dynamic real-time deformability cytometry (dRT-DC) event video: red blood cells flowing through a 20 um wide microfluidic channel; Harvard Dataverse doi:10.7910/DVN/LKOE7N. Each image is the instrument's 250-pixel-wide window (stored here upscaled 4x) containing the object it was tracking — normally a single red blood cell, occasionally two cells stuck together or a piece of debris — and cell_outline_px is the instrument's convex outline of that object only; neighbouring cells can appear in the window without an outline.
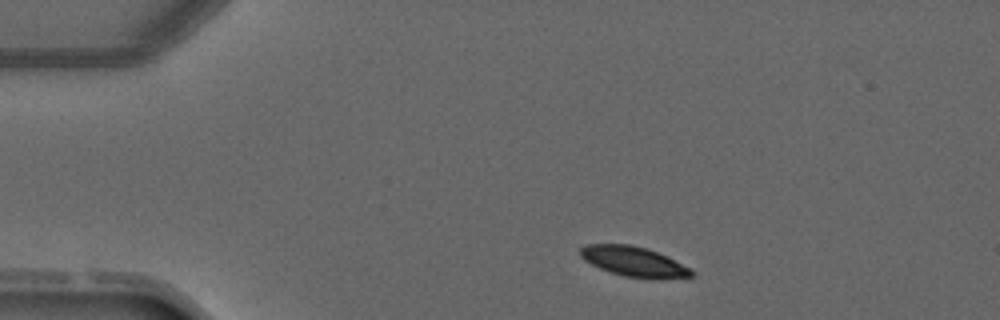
{"species": "common noctule bat (a hibernating species)", "species_latin": "Nyctalus noctula", "temperature_condition": "warm", "stored_images_in_passage": 3, "camera_frame_rate_fps": 3000, "um_per_image_px": 0.085, "animal": {"sex": "male", "forearm_length_mm": 52.5}, "frame": {"image": 1, "passage_image": 1, "time_ms": 0.0, "image_size_px": [1000, 320], "cell_outline_px": [[696, 276], [660, 280], [652, 280], [624, 276], [608, 272], [584, 260], [580, 256], [580, 248], [588, 244], [628, 244], [644, 248], [668, 256], [692, 268], [696, 272]], "centroid_in_image_um": [53.96, 22.27], "position_along_channel_um": 31.0, "area_um2": 19.88}}
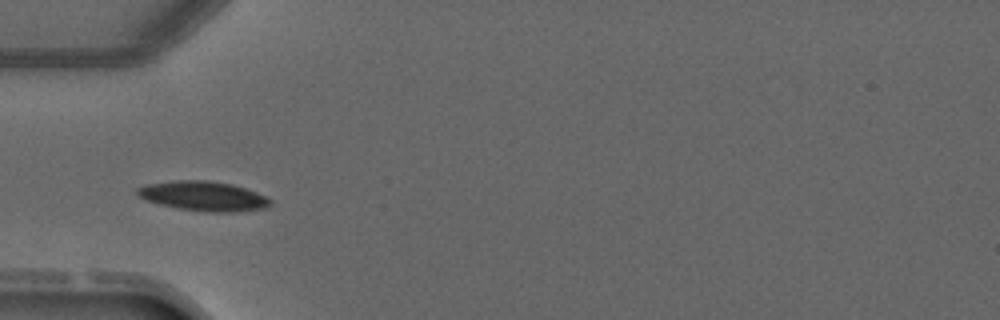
{"frame": {"image": 2, "passage_image": 3, "time_ms": 2.0, "image_size_px": [1000, 320], "cell_outline_px": [[272, 204], [264, 208], [232, 212], [204, 212], [176, 208], [144, 200], [136, 196], [136, 188], [148, 184], [172, 180], [208, 180], [232, 184], [256, 192], [272, 200]], "centroid_in_image_um": [17.24, 16.67], "position_along_channel_um": 67.8, "area_um2": 23.12}}